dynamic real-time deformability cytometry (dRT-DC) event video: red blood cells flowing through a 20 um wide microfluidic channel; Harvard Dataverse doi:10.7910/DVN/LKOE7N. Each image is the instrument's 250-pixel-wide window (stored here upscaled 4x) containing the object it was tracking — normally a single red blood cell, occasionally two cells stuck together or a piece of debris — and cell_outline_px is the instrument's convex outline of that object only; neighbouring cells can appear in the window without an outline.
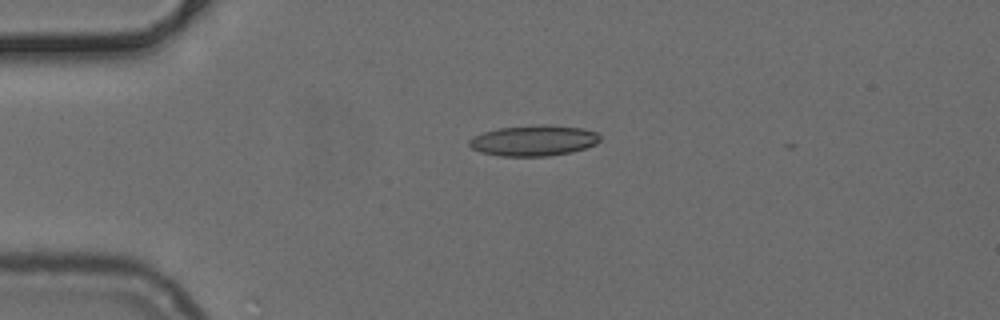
{"species": "common noctule bat (a hibernating species)", "species_latin": "Nyctalus noctula", "temperature_condition": "cold", "stored_images_in_passage": 5, "camera_frame_rate_fps": 3000, "um_per_image_px": 0.085, "animal": {"sex": "female", "body_mass_g": 24.6, "forearm_length_mm": 56.2}, "frame": {"image": 1, "passage_image": 1, "time_ms": 0.0, "image_size_px": [1000, 320], "cell_outline_px": [[600, 140], [596, 144], [572, 152], [548, 156], [500, 156], [480, 152], [472, 148], [468, 144], [468, 140], [472, 136], [484, 132], [500, 128], [540, 124], [584, 128], [596, 132], [600, 136]], "centroid_in_image_um": [45.35, 11.95], "position_along_channel_um": 39.6, "area_um2": 23.47}}